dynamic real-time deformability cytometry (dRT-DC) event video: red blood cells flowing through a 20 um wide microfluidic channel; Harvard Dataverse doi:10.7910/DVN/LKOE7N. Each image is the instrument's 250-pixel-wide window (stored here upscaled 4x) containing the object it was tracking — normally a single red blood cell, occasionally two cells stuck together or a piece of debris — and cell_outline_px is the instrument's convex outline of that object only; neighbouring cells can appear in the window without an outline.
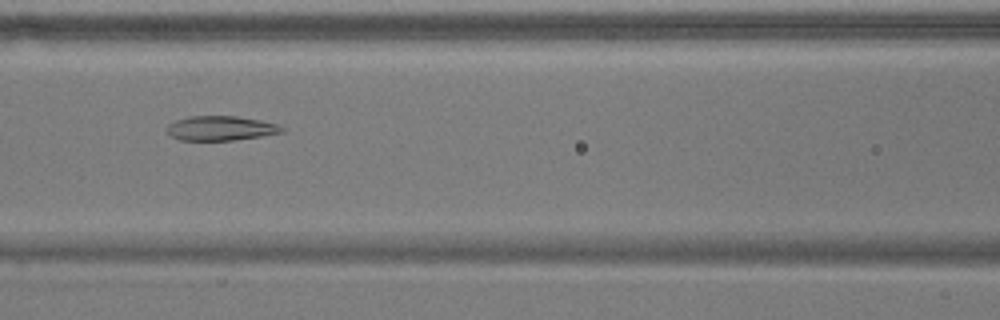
{"species": "common noctule bat (a hibernating species)", "species_latin": "Nyctalus noctula", "temperature_condition": "warm", "stored_images_in_passage": 45, "camera_frame_rate_fps": 3000, "um_per_image_px": 0.085, "animal": {"sex": "male", "body_mass_g": 17.9}, "frame": {"image": 1, "passage_image": 14, "time_ms": 4.333, "image_size_px": [1000, 320], "cell_outline_px": [[284, 132], [260, 136], [232, 140], [180, 140], [172, 136], [168, 132], [168, 124], [176, 120], [188, 116], [236, 116], [260, 120], [276, 124], [284, 128]], "centroid_in_image_um": [18.76, 10.89], "position_along_channel_um": 147.8, "area_um2": 16.24}}
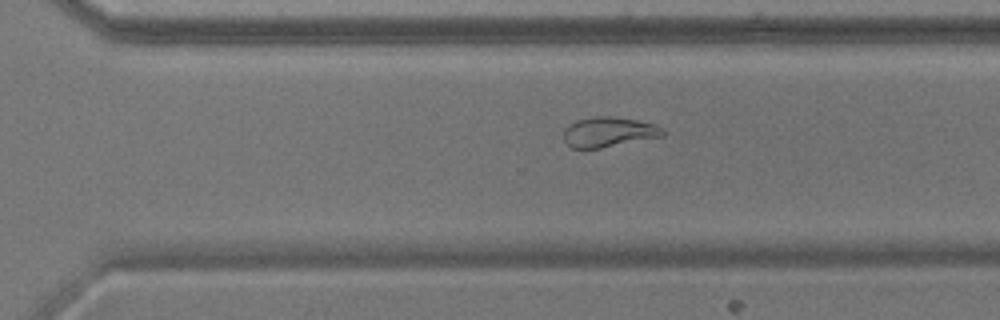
{"frame": {"image": 2, "passage_image": 28, "time_ms": 9.0, "image_size_px": [1000, 320], "cell_outline_px": [[664, 136], [600, 148], [572, 148], [564, 140], [564, 128], [568, 124], [576, 120], [596, 116], [608, 116], [636, 120], [652, 124], [664, 128]], "centroid_in_image_um": [51.72, 11.22], "position_along_channel_um": 318.9, "area_um2": 17.22}}
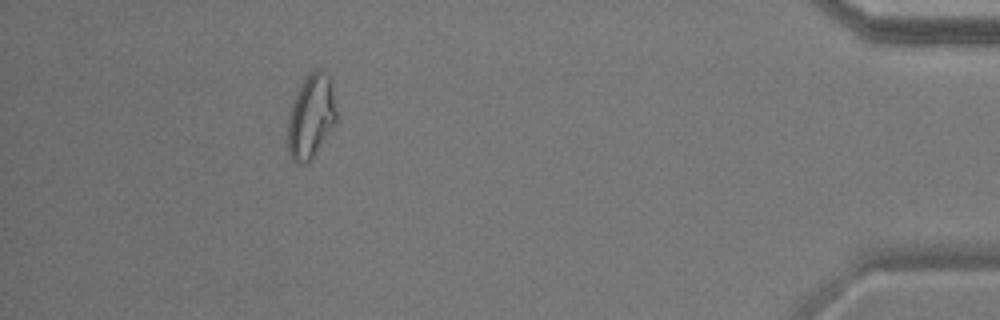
{"frame": {"image": 3, "passage_image": 40, "time_ms": 13.0, "image_size_px": [1000, 320], "cell_outline_px": [[336, 124], [308, 164], [304, 164], [292, 160], [288, 152], [288, 120], [292, 104], [296, 92], [300, 84], [316, 68], [320, 68], [328, 76], [332, 88], [336, 108]], "centroid_in_image_um": [26.44, 9.93], "position_along_channel_um": 408.8, "area_um2": 23.7}, "authors_computed_cell_mechanics": {"area_um2": 19.5364, "velocity_mm_per_s": 3.6827, "shape_relaxation_time_tau1_ms": null, "shape_relaxation_time_tau2_ms": 2.4718, "deformation_change_tau1": null, "deformation_change_tau2": 0.0497}}